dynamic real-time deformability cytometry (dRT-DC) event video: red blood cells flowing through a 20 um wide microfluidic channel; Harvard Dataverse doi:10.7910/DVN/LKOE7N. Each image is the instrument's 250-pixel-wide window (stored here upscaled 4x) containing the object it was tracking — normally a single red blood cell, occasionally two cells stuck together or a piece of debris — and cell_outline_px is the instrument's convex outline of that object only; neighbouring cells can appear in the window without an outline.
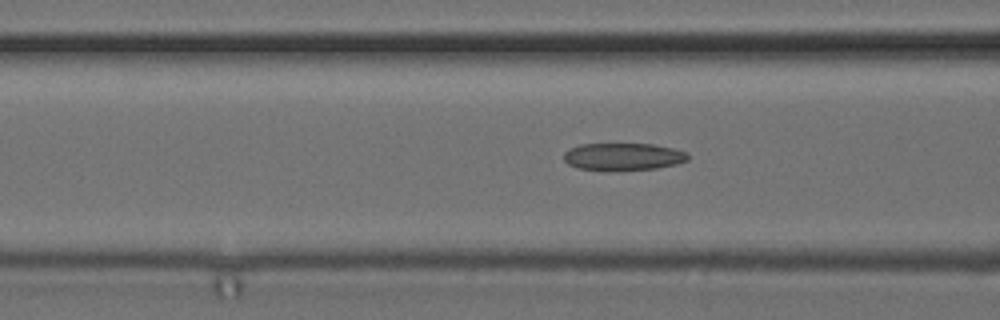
{"species": "common noctule bat (a hibernating species)", "species_latin": "Nyctalus noctula", "temperature_condition": "cold", "stored_images_in_passage": 45, "camera_frame_rate_fps": 3000, "um_per_image_px": 0.085, "animal": {"sex": "female", "body_mass_g": 24.6, "forearm_length_mm": 56.2}, "frame": {"image": 1, "passage_image": 22, "time_ms": 7.0, "image_size_px": [1000, 320], "cell_outline_px": [[688, 160], [676, 164], [656, 168], [616, 172], [604, 172], [576, 168], [568, 164], [564, 160], [564, 152], [568, 148], [580, 144], [652, 144], [672, 148], [688, 152]], "centroid_in_image_um": [52.91, 13.34], "position_along_channel_um": 113.7, "area_um2": 20.4}}
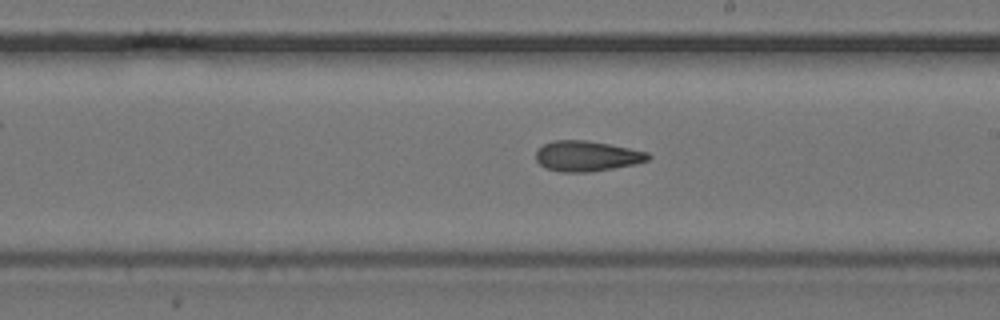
{"frame": {"image": 2, "passage_image": 32, "time_ms": 10.333, "image_size_px": [1000, 320], "cell_outline_px": [[652, 156], [648, 160], [636, 164], [588, 172], [560, 172], [544, 168], [536, 160], [536, 152], [544, 144], [552, 140], [588, 140], [648, 152]], "centroid_in_image_um": [49.87, 13.27], "position_along_channel_um": 239.1, "area_um2": 19.88}}
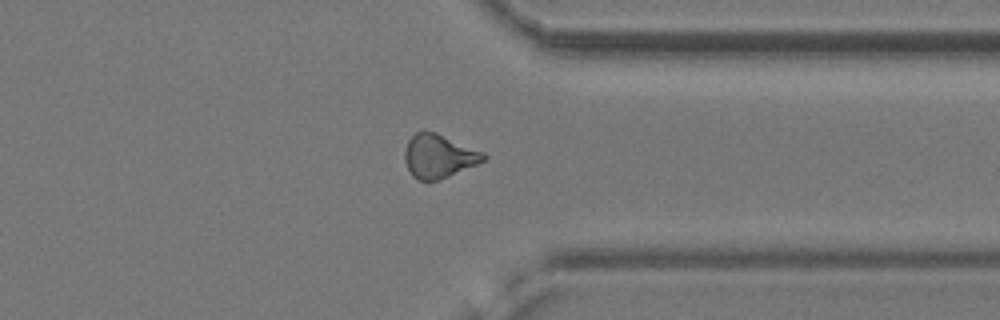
{"frame": {"image": 3, "passage_image": 43, "time_ms": 14.0, "image_size_px": [1000, 320], "cell_outline_px": [[488, 156], [484, 160], [476, 164], [440, 180], [416, 180], [412, 176], [404, 160], [404, 152], [408, 140], [416, 132], [436, 132], [484, 152]], "centroid_in_image_um": [37.28, 13.28], "position_along_channel_um": 374.1, "area_um2": 19.88}}